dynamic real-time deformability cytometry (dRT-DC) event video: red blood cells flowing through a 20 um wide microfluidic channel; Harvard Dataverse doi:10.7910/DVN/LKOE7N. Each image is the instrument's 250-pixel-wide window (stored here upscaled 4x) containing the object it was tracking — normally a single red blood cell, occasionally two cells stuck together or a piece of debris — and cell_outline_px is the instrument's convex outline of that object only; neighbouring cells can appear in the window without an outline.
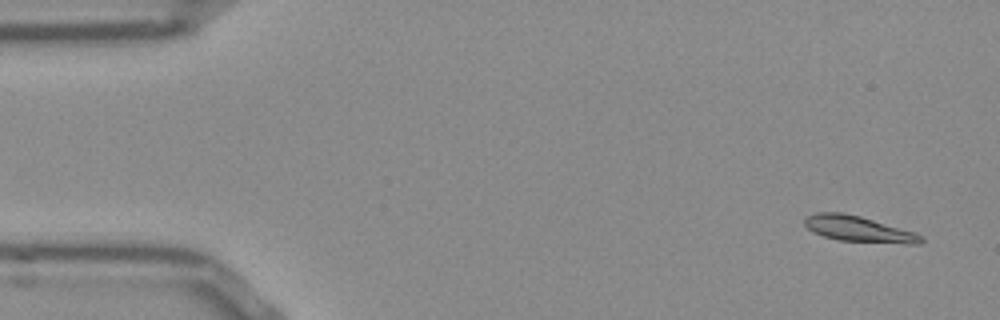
{"species": "Egyptian fruit bat (a non-hibernating species)", "species_latin": "Rousettus aegyptiacus", "temperature_condition": "room temperature", "stored_images_in_passage": 49, "camera_frame_rate_fps": 3000, "um_per_image_px": 0.085, "frame": {"image": 1, "passage_image": 1, "time_ms": 0.0, "image_size_px": [1000, 320], "cell_outline_px": [[924, 240], [920, 244], [908, 244], [840, 240], [824, 236], [812, 232], [804, 224], [804, 220], [808, 216], [816, 212], [844, 212], [860, 216], [916, 232], [924, 236]], "centroid_in_image_um": [73.02, 19.46], "position_along_channel_um": 12.0, "area_um2": 17.57}}
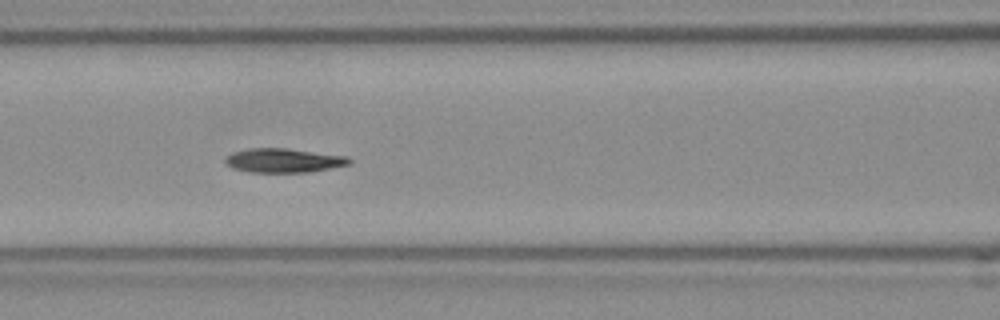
{"frame": {"image": 2, "passage_image": 20, "time_ms": 6.333, "image_size_px": [1000, 320], "cell_outline_px": [[352, 164], [308, 172], [252, 172], [232, 168], [224, 160], [232, 152], [248, 148], [288, 148], [348, 156], [352, 160]], "centroid_in_image_um": [24.15, 13.63], "position_along_channel_um": 142.5, "area_um2": 17.46}}
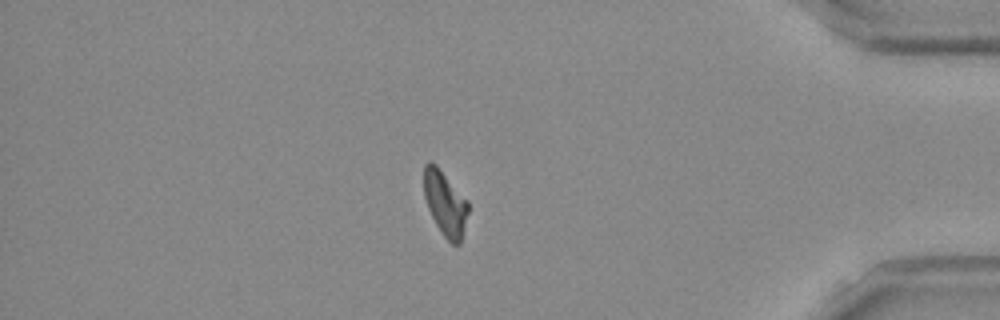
{"frame": {"image": 3, "passage_image": 43, "time_ms": 14.0, "image_size_px": [1000, 320], "cell_outline_px": [[468, 212], [460, 244], [452, 244], [444, 236], [436, 224], [428, 208], [424, 196], [424, 164], [428, 160], [432, 160], [436, 164], [468, 200]], "centroid_in_image_um": [37.83, 17.24], "position_along_channel_um": 397.4, "area_um2": 16.7}, "authors_computed_cell_mechanics": {"area_um2": 17.4556, "velocity_mm_per_s": 3.8339, "shape_relaxation_time_tau1_ms": 6.6314, "shape_relaxation_time_tau2_ms": null, "deformation_change_tau1": 0.1833, "deformation_change_tau2": null}}